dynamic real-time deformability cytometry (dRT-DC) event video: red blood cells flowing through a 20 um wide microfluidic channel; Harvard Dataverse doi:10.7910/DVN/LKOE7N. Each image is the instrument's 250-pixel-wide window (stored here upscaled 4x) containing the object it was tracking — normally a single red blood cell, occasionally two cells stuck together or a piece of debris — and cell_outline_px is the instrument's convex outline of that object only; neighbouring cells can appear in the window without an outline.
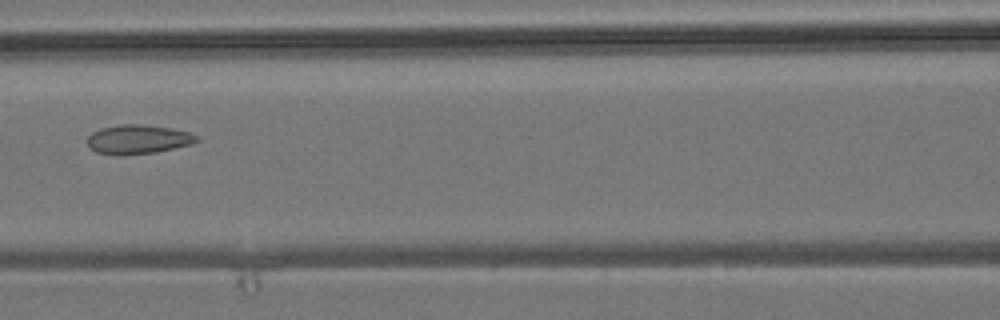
{"species": "common noctule bat (a hibernating species)", "species_latin": "Nyctalus noctula", "temperature_condition": "room temperature", "stored_images_in_passage": 5, "camera_frame_rate_fps": 3000, "um_per_image_px": 0.085, "animal": {"sex": "male", "body_mass_g": 19.2, "forearm_length_mm": 51.8}, "frame": {"image": 1, "passage_image": 4, "time_ms": 3.667, "image_size_px": [1000, 320], "cell_outline_px": [[200, 140], [192, 144], [156, 152], [124, 156], [112, 156], [96, 152], [88, 144], [88, 136], [92, 132], [100, 128], [124, 124], [144, 124], [172, 128], [188, 132], [196, 136]], "centroid_in_image_um": [11.72, 11.86], "position_along_channel_um": 154.9, "area_um2": 18.79}}
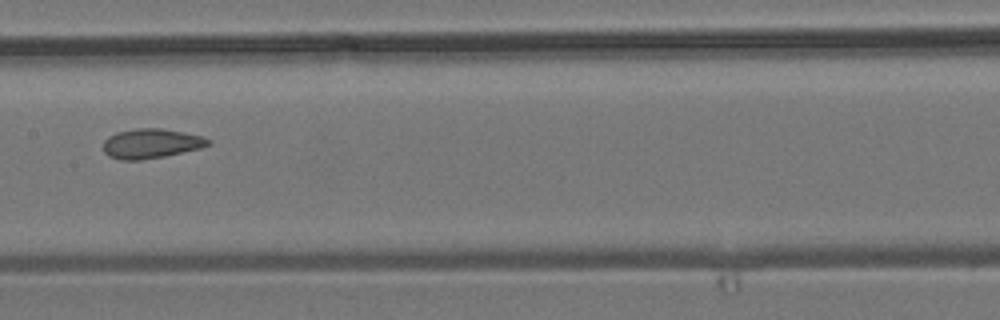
{"frame": {"image": 2, "passage_image": 5, "time_ms": 4.667, "image_size_px": [1000, 320], "cell_outline_px": [[212, 144], [200, 148], [164, 156], [140, 160], [120, 160], [108, 156], [104, 152], [104, 140], [108, 136], [116, 132], [136, 128], [160, 128], [184, 132], [204, 136], [212, 140]], "centroid_in_image_um": [12.86, 12.19], "position_along_channel_um": 194.5, "area_um2": 18.26}}